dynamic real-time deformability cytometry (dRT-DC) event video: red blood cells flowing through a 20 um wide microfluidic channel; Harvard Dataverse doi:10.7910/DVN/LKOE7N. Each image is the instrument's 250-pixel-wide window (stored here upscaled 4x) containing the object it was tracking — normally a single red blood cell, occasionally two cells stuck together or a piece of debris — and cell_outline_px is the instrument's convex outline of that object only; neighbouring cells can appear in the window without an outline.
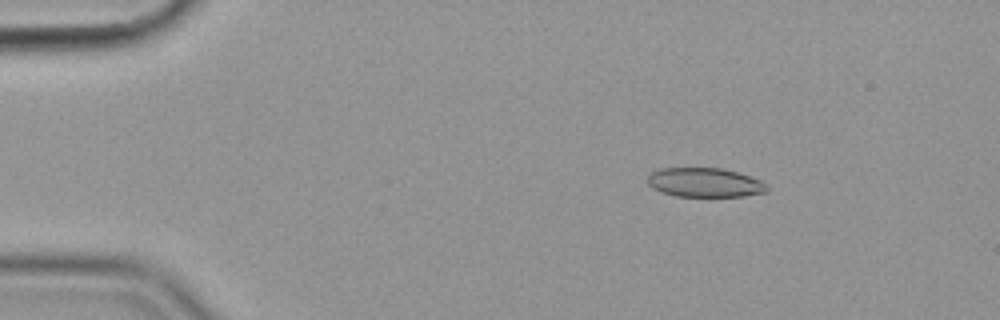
{"species": "common noctule bat (a hibernating species)", "species_latin": "Nyctalus noctula", "temperature_condition": "cold", "stored_images_in_passage": 56, "camera_frame_rate_fps": 3000, "um_per_image_px": 0.085, "animal": {"sex": "female", "body_mass_g": 19.9}, "frame": {"image": 1, "passage_image": 9, "time_ms": 2.667, "image_size_px": [1000, 320], "cell_outline_px": [[768, 188], [764, 192], [744, 196], [676, 196], [652, 188], [648, 184], [648, 176], [652, 172], [660, 168], [720, 168], [736, 172], [760, 180], [768, 184]], "centroid_in_image_um": [59.9, 15.51], "position_along_channel_um": 25.1, "area_um2": 20.11}}
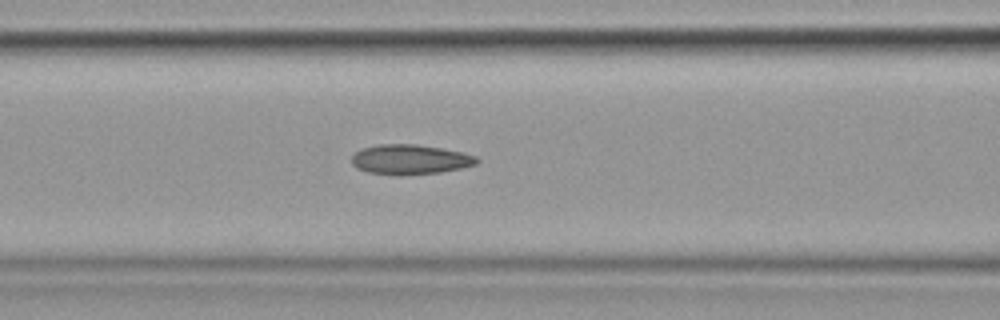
{"frame": {"image": 2, "passage_image": 24, "time_ms": 7.667, "image_size_px": [1000, 320], "cell_outline_px": [[480, 160], [476, 164], [460, 168], [440, 172], [368, 172], [356, 168], [352, 164], [352, 156], [360, 148], [376, 144], [416, 144], [464, 152], [476, 156]], "centroid_in_image_um": [34.87, 13.49], "position_along_channel_um": 131.7, "area_um2": 20.92}}
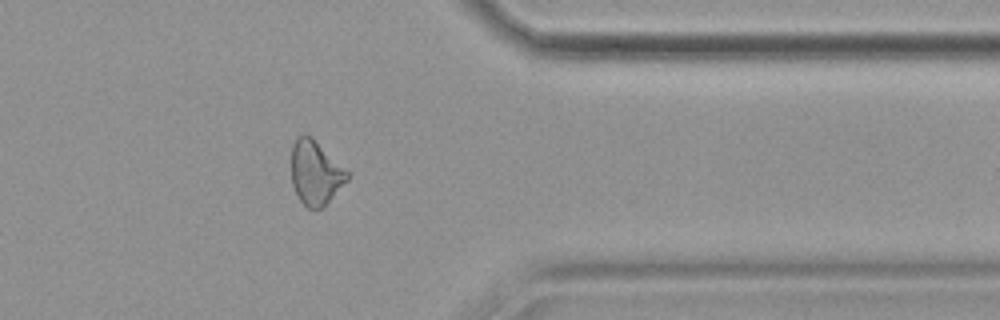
{"frame": {"image": 3, "passage_image": 46, "time_ms": 15.0, "image_size_px": [1000, 320], "cell_outline_px": [[348, 180], [324, 208], [308, 208], [300, 200], [292, 184], [292, 144], [304, 132], [348, 172]], "centroid_in_image_um": [26.81, 14.74], "position_along_channel_um": 384.6, "area_um2": 20.29}, "authors_computed_cell_mechanics": {"area_um2": 21.3571, "velocity_mm_per_s": 3.5855, "shape_relaxation_time_tau1_ms": 5.5718, "shape_relaxation_time_tau2_ms": 4.1415, "deformation_change_tau1": 0.12, "deformation_change_tau2": 0.113}}